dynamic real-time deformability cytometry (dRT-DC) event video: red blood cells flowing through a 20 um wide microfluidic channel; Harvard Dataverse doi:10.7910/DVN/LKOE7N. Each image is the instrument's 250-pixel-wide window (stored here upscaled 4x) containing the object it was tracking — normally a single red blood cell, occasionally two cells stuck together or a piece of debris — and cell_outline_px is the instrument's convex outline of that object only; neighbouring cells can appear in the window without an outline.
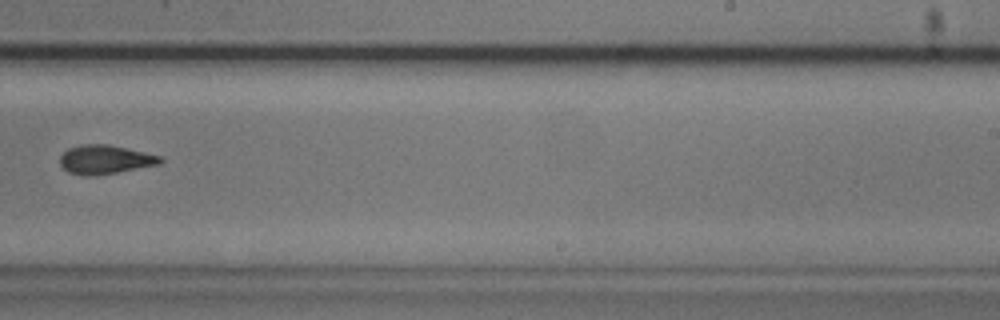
{"species": "common noctule bat (a hibernating species)", "species_latin": "Nyctalus noctula", "temperature_condition": "cold", "stored_images_in_passage": 15, "camera_frame_rate_fps": 3000, "um_per_image_px": 0.085, "animal": {"sex": "male", "body_mass_g": 20.5, "forearm_length_mm": 52.5}, "frame": {"image": 1, "passage_image": 9, "time_ms": 10.667, "image_size_px": [1000, 320], "cell_outline_px": [[164, 160], [160, 164], [96, 176], [84, 176], [68, 172], [60, 164], [60, 156], [68, 148], [80, 144], [108, 144], [164, 156]], "centroid_in_image_um": [8.95, 13.56], "position_along_channel_um": 280.0, "area_um2": 17.11}}
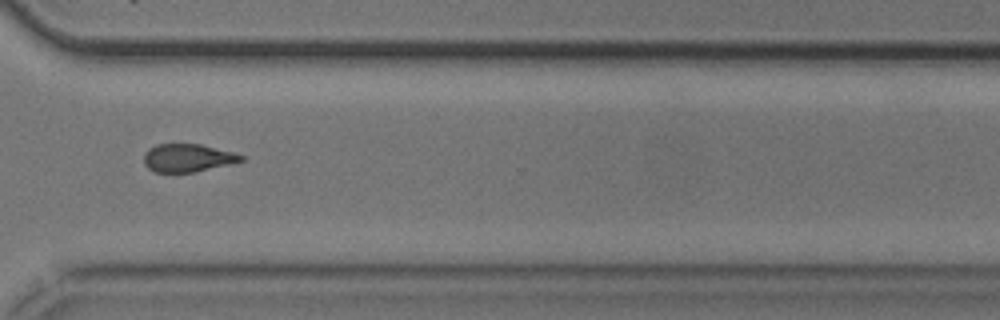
{"frame": {"image": 2, "passage_image": 11, "time_ms": 12.667, "image_size_px": [1000, 320], "cell_outline_px": [[244, 160], [196, 172], [156, 172], [148, 168], [144, 164], [144, 152], [148, 148], [156, 144], [200, 144], [232, 152], [244, 156]], "centroid_in_image_um": [15.91, 13.42], "position_along_channel_um": 354.7, "area_um2": 15.78}}